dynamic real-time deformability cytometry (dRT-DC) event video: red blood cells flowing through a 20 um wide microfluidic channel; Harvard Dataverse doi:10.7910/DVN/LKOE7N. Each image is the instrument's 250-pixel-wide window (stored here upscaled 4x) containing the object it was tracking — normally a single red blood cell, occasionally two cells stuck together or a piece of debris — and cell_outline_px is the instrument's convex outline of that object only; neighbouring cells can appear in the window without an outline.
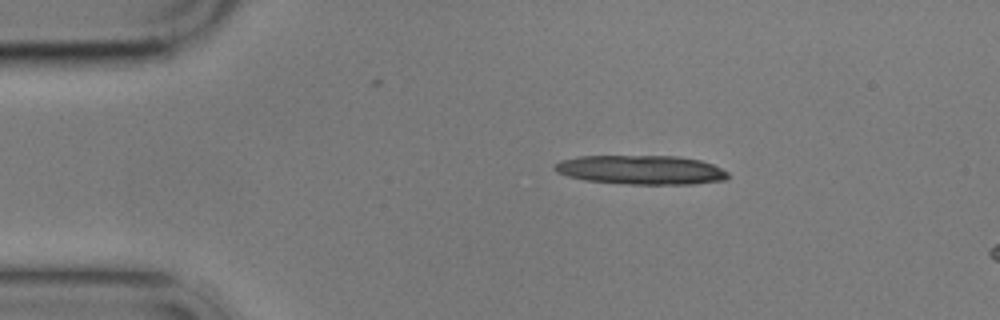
{"species": "common noctule bat (a hibernating species)", "species_latin": "Nyctalus noctula", "temperature_condition": "cold", "stored_images_in_passage": 4, "segment_of_instrument_passage": [1, 2], "camera_frame_rate_fps": 3000, "um_per_image_px": 0.085, "animal": {"sex": "male", "body_mass_g": 17.9}, "frame": {"image": 1, "passage_image": 1, "time_ms": 0.0, "image_size_px": [1000, 320], "cell_outline_px": [[728, 180], [696, 184], [628, 184], [584, 180], [568, 176], [556, 172], [552, 168], [552, 164], [560, 160], [580, 156], [676, 156], [700, 160], [712, 164], [728, 172]], "centroid_in_image_um": [54.47, 14.44], "position_along_channel_um": 30.5, "area_um2": 29.65}}